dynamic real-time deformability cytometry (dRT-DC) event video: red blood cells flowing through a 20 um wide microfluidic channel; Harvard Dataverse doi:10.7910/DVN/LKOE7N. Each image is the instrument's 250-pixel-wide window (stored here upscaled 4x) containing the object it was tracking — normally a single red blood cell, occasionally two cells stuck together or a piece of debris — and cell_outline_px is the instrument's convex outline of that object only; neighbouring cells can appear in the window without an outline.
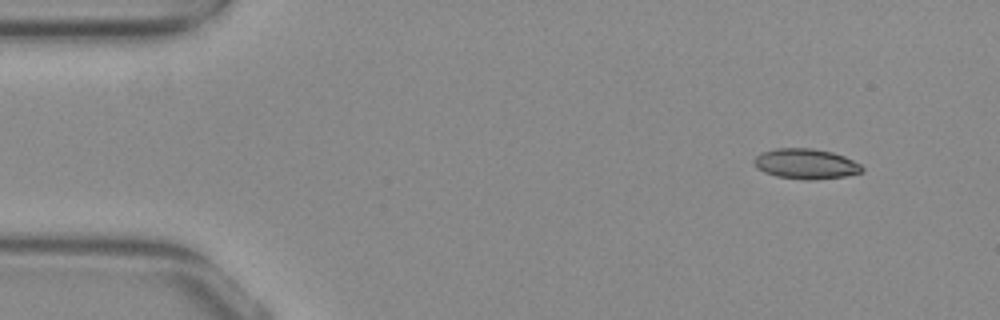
{"species": "common noctule bat (a hibernating species)", "species_latin": "Nyctalus noctula", "temperature_condition": "warm", "stored_images_in_passage": 11, "camera_frame_rate_fps": 3000, "um_per_image_px": 0.085, "animal": {"sex": "female", "body_mass_g": 29.2, "forearm_length_mm": 56.3}, "frame": {"image": 1, "passage_image": 4, "time_ms": 1.0, "image_size_px": [1000, 320], "cell_outline_px": [[864, 172], [844, 176], [816, 180], [804, 180], [776, 176], [764, 172], [756, 168], [752, 160], [760, 152], [776, 148], [812, 148], [832, 152], [844, 156], [860, 164], [864, 168]], "centroid_in_image_um": [68.47, 13.93], "position_along_channel_um": 16.5, "area_um2": 19.25}}